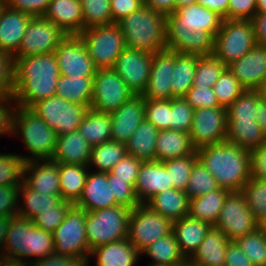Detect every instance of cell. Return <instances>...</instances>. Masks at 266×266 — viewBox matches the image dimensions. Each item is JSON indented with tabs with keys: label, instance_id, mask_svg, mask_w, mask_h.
<instances>
[{
	"label": "cell",
	"instance_id": "6da1fadb",
	"mask_svg": "<svg viewBox=\"0 0 266 266\" xmlns=\"http://www.w3.org/2000/svg\"><path fill=\"white\" fill-rule=\"evenodd\" d=\"M223 20L198 3L177 8L166 17V50L198 56L213 54Z\"/></svg>",
	"mask_w": 266,
	"mask_h": 266
},
{
	"label": "cell",
	"instance_id": "7a4b0ae2",
	"mask_svg": "<svg viewBox=\"0 0 266 266\" xmlns=\"http://www.w3.org/2000/svg\"><path fill=\"white\" fill-rule=\"evenodd\" d=\"M59 76L54 52L14 59V105L30 108L55 96Z\"/></svg>",
	"mask_w": 266,
	"mask_h": 266
},
{
	"label": "cell",
	"instance_id": "3957f363",
	"mask_svg": "<svg viewBox=\"0 0 266 266\" xmlns=\"http://www.w3.org/2000/svg\"><path fill=\"white\" fill-rule=\"evenodd\" d=\"M198 160L220 188L239 192L251 178L250 152L228 141L196 150Z\"/></svg>",
	"mask_w": 266,
	"mask_h": 266
},
{
	"label": "cell",
	"instance_id": "277c9868",
	"mask_svg": "<svg viewBox=\"0 0 266 266\" xmlns=\"http://www.w3.org/2000/svg\"><path fill=\"white\" fill-rule=\"evenodd\" d=\"M166 17L144 4L122 18L117 24L123 33L125 46L152 54L166 50Z\"/></svg>",
	"mask_w": 266,
	"mask_h": 266
},
{
	"label": "cell",
	"instance_id": "5b68a950",
	"mask_svg": "<svg viewBox=\"0 0 266 266\" xmlns=\"http://www.w3.org/2000/svg\"><path fill=\"white\" fill-rule=\"evenodd\" d=\"M2 253L0 256L4 258L31 264L36 259L39 260L54 253L53 233L36 227L32 220L14 216L7 231ZM30 256H34V261L27 259Z\"/></svg>",
	"mask_w": 266,
	"mask_h": 266
},
{
	"label": "cell",
	"instance_id": "8992f818",
	"mask_svg": "<svg viewBox=\"0 0 266 266\" xmlns=\"http://www.w3.org/2000/svg\"><path fill=\"white\" fill-rule=\"evenodd\" d=\"M20 133L22 141L31 154L21 156L27 162L51 159L57 140L56 133L30 108L15 105L12 134Z\"/></svg>",
	"mask_w": 266,
	"mask_h": 266
},
{
	"label": "cell",
	"instance_id": "52a82bcc",
	"mask_svg": "<svg viewBox=\"0 0 266 266\" xmlns=\"http://www.w3.org/2000/svg\"><path fill=\"white\" fill-rule=\"evenodd\" d=\"M131 209L118 205L87 212L86 238L91 250L96 247L128 238Z\"/></svg>",
	"mask_w": 266,
	"mask_h": 266
},
{
	"label": "cell",
	"instance_id": "ba28073f",
	"mask_svg": "<svg viewBox=\"0 0 266 266\" xmlns=\"http://www.w3.org/2000/svg\"><path fill=\"white\" fill-rule=\"evenodd\" d=\"M79 35L97 69L113 68L126 48L123 33L117 23L89 27Z\"/></svg>",
	"mask_w": 266,
	"mask_h": 266
},
{
	"label": "cell",
	"instance_id": "9c48e42d",
	"mask_svg": "<svg viewBox=\"0 0 266 266\" xmlns=\"http://www.w3.org/2000/svg\"><path fill=\"white\" fill-rule=\"evenodd\" d=\"M257 44L251 20H223L215 36L213 54L226 66Z\"/></svg>",
	"mask_w": 266,
	"mask_h": 266
},
{
	"label": "cell",
	"instance_id": "30bf717a",
	"mask_svg": "<svg viewBox=\"0 0 266 266\" xmlns=\"http://www.w3.org/2000/svg\"><path fill=\"white\" fill-rule=\"evenodd\" d=\"M85 210L72 206L63 222L53 231L54 253L89 260Z\"/></svg>",
	"mask_w": 266,
	"mask_h": 266
},
{
	"label": "cell",
	"instance_id": "8fae6325",
	"mask_svg": "<svg viewBox=\"0 0 266 266\" xmlns=\"http://www.w3.org/2000/svg\"><path fill=\"white\" fill-rule=\"evenodd\" d=\"M30 109L61 136L78 129L90 106L71 103L59 96L42 99L33 104Z\"/></svg>",
	"mask_w": 266,
	"mask_h": 266
},
{
	"label": "cell",
	"instance_id": "7c38bea8",
	"mask_svg": "<svg viewBox=\"0 0 266 266\" xmlns=\"http://www.w3.org/2000/svg\"><path fill=\"white\" fill-rule=\"evenodd\" d=\"M173 221L140 204L130 213L128 239L141 253L157 239L172 233Z\"/></svg>",
	"mask_w": 266,
	"mask_h": 266
},
{
	"label": "cell",
	"instance_id": "4fadbf2b",
	"mask_svg": "<svg viewBox=\"0 0 266 266\" xmlns=\"http://www.w3.org/2000/svg\"><path fill=\"white\" fill-rule=\"evenodd\" d=\"M214 227L220 230L230 241H236L256 230L258 221L248 208L244 195L240 191L230 192L224 201Z\"/></svg>",
	"mask_w": 266,
	"mask_h": 266
},
{
	"label": "cell",
	"instance_id": "5bb4252c",
	"mask_svg": "<svg viewBox=\"0 0 266 266\" xmlns=\"http://www.w3.org/2000/svg\"><path fill=\"white\" fill-rule=\"evenodd\" d=\"M134 94L124 80L112 69H97L93 77V96L90 108L110 113L126 103Z\"/></svg>",
	"mask_w": 266,
	"mask_h": 266
},
{
	"label": "cell",
	"instance_id": "9a60e30c",
	"mask_svg": "<svg viewBox=\"0 0 266 266\" xmlns=\"http://www.w3.org/2000/svg\"><path fill=\"white\" fill-rule=\"evenodd\" d=\"M66 36L54 23L43 16L30 19L18 51L13 59L53 53Z\"/></svg>",
	"mask_w": 266,
	"mask_h": 266
},
{
	"label": "cell",
	"instance_id": "2e32d148",
	"mask_svg": "<svg viewBox=\"0 0 266 266\" xmlns=\"http://www.w3.org/2000/svg\"><path fill=\"white\" fill-rule=\"evenodd\" d=\"M60 75L94 77L97 68L80 35H66L54 51Z\"/></svg>",
	"mask_w": 266,
	"mask_h": 266
},
{
	"label": "cell",
	"instance_id": "e0dca14e",
	"mask_svg": "<svg viewBox=\"0 0 266 266\" xmlns=\"http://www.w3.org/2000/svg\"><path fill=\"white\" fill-rule=\"evenodd\" d=\"M227 110L225 107H210L194 110L189 135L192 145L199 148L226 141Z\"/></svg>",
	"mask_w": 266,
	"mask_h": 266
},
{
	"label": "cell",
	"instance_id": "ac0fdd59",
	"mask_svg": "<svg viewBox=\"0 0 266 266\" xmlns=\"http://www.w3.org/2000/svg\"><path fill=\"white\" fill-rule=\"evenodd\" d=\"M153 54L126 47L112 68L134 95H143L150 75Z\"/></svg>",
	"mask_w": 266,
	"mask_h": 266
},
{
	"label": "cell",
	"instance_id": "d6986e66",
	"mask_svg": "<svg viewBox=\"0 0 266 266\" xmlns=\"http://www.w3.org/2000/svg\"><path fill=\"white\" fill-rule=\"evenodd\" d=\"M175 66V52L164 50L153 54L148 84L143 93L144 99L171 100L172 73Z\"/></svg>",
	"mask_w": 266,
	"mask_h": 266
},
{
	"label": "cell",
	"instance_id": "ffe728a7",
	"mask_svg": "<svg viewBox=\"0 0 266 266\" xmlns=\"http://www.w3.org/2000/svg\"><path fill=\"white\" fill-rule=\"evenodd\" d=\"M245 90H256L266 77V45L256 44L248 53L227 65Z\"/></svg>",
	"mask_w": 266,
	"mask_h": 266
},
{
	"label": "cell",
	"instance_id": "44dd1931",
	"mask_svg": "<svg viewBox=\"0 0 266 266\" xmlns=\"http://www.w3.org/2000/svg\"><path fill=\"white\" fill-rule=\"evenodd\" d=\"M111 140L126 144L138 125L145 119L144 98L132 96L117 110L110 112Z\"/></svg>",
	"mask_w": 266,
	"mask_h": 266
},
{
	"label": "cell",
	"instance_id": "7402d4cb",
	"mask_svg": "<svg viewBox=\"0 0 266 266\" xmlns=\"http://www.w3.org/2000/svg\"><path fill=\"white\" fill-rule=\"evenodd\" d=\"M172 188L173 183H170L164 162L156 160L142 162L134 187L140 204H145L156 194Z\"/></svg>",
	"mask_w": 266,
	"mask_h": 266
},
{
	"label": "cell",
	"instance_id": "603a6c76",
	"mask_svg": "<svg viewBox=\"0 0 266 266\" xmlns=\"http://www.w3.org/2000/svg\"><path fill=\"white\" fill-rule=\"evenodd\" d=\"M74 206L86 212L118 206L107 180V172H89L82 195Z\"/></svg>",
	"mask_w": 266,
	"mask_h": 266
},
{
	"label": "cell",
	"instance_id": "cb8c5ba5",
	"mask_svg": "<svg viewBox=\"0 0 266 266\" xmlns=\"http://www.w3.org/2000/svg\"><path fill=\"white\" fill-rule=\"evenodd\" d=\"M24 177V183L33 191L61 196L59 166L52 159L28 161Z\"/></svg>",
	"mask_w": 266,
	"mask_h": 266
},
{
	"label": "cell",
	"instance_id": "d4e9b609",
	"mask_svg": "<svg viewBox=\"0 0 266 266\" xmlns=\"http://www.w3.org/2000/svg\"><path fill=\"white\" fill-rule=\"evenodd\" d=\"M31 16L9 8L4 4L0 9V50L14 55L21 44Z\"/></svg>",
	"mask_w": 266,
	"mask_h": 266
},
{
	"label": "cell",
	"instance_id": "484cf974",
	"mask_svg": "<svg viewBox=\"0 0 266 266\" xmlns=\"http://www.w3.org/2000/svg\"><path fill=\"white\" fill-rule=\"evenodd\" d=\"M43 17L54 23L66 35H79L83 31L80 0H51Z\"/></svg>",
	"mask_w": 266,
	"mask_h": 266
},
{
	"label": "cell",
	"instance_id": "4316f807",
	"mask_svg": "<svg viewBox=\"0 0 266 266\" xmlns=\"http://www.w3.org/2000/svg\"><path fill=\"white\" fill-rule=\"evenodd\" d=\"M229 242L220 230L212 226L187 263L189 266H224Z\"/></svg>",
	"mask_w": 266,
	"mask_h": 266
},
{
	"label": "cell",
	"instance_id": "83f0119b",
	"mask_svg": "<svg viewBox=\"0 0 266 266\" xmlns=\"http://www.w3.org/2000/svg\"><path fill=\"white\" fill-rule=\"evenodd\" d=\"M92 146L81 136L78 129L57 136L52 160L57 163L88 165Z\"/></svg>",
	"mask_w": 266,
	"mask_h": 266
},
{
	"label": "cell",
	"instance_id": "f1b7e54d",
	"mask_svg": "<svg viewBox=\"0 0 266 266\" xmlns=\"http://www.w3.org/2000/svg\"><path fill=\"white\" fill-rule=\"evenodd\" d=\"M208 222L188 216L173 221L172 233L175 235L181 254L188 260L205 239L211 229Z\"/></svg>",
	"mask_w": 266,
	"mask_h": 266
},
{
	"label": "cell",
	"instance_id": "f546056e",
	"mask_svg": "<svg viewBox=\"0 0 266 266\" xmlns=\"http://www.w3.org/2000/svg\"><path fill=\"white\" fill-rule=\"evenodd\" d=\"M90 255L97 257V266H134L141 253L125 238L96 247Z\"/></svg>",
	"mask_w": 266,
	"mask_h": 266
},
{
	"label": "cell",
	"instance_id": "4dcf8cb0",
	"mask_svg": "<svg viewBox=\"0 0 266 266\" xmlns=\"http://www.w3.org/2000/svg\"><path fill=\"white\" fill-rule=\"evenodd\" d=\"M195 151L189 133L169 129L159 130L155 151L156 161L164 162L193 154Z\"/></svg>",
	"mask_w": 266,
	"mask_h": 266
},
{
	"label": "cell",
	"instance_id": "1f68e13d",
	"mask_svg": "<svg viewBox=\"0 0 266 266\" xmlns=\"http://www.w3.org/2000/svg\"><path fill=\"white\" fill-rule=\"evenodd\" d=\"M145 205L172 221L184 218L189 214V198L185 192L175 188L156 194Z\"/></svg>",
	"mask_w": 266,
	"mask_h": 266
},
{
	"label": "cell",
	"instance_id": "d6a6232c",
	"mask_svg": "<svg viewBox=\"0 0 266 266\" xmlns=\"http://www.w3.org/2000/svg\"><path fill=\"white\" fill-rule=\"evenodd\" d=\"M230 191L220 188L202 196L189 199V216L214 226L219 218L224 201Z\"/></svg>",
	"mask_w": 266,
	"mask_h": 266
},
{
	"label": "cell",
	"instance_id": "836d02e7",
	"mask_svg": "<svg viewBox=\"0 0 266 266\" xmlns=\"http://www.w3.org/2000/svg\"><path fill=\"white\" fill-rule=\"evenodd\" d=\"M158 133L159 130L144 119L126 143L127 154L142 161L155 160Z\"/></svg>",
	"mask_w": 266,
	"mask_h": 266
},
{
	"label": "cell",
	"instance_id": "e575fe53",
	"mask_svg": "<svg viewBox=\"0 0 266 266\" xmlns=\"http://www.w3.org/2000/svg\"><path fill=\"white\" fill-rule=\"evenodd\" d=\"M61 199L73 205L82 195L89 172L88 165L58 163Z\"/></svg>",
	"mask_w": 266,
	"mask_h": 266
},
{
	"label": "cell",
	"instance_id": "d590c367",
	"mask_svg": "<svg viewBox=\"0 0 266 266\" xmlns=\"http://www.w3.org/2000/svg\"><path fill=\"white\" fill-rule=\"evenodd\" d=\"M266 140V132L257 121H227L226 141L247 151L256 149Z\"/></svg>",
	"mask_w": 266,
	"mask_h": 266
},
{
	"label": "cell",
	"instance_id": "8d00e7d4",
	"mask_svg": "<svg viewBox=\"0 0 266 266\" xmlns=\"http://www.w3.org/2000/svg\"><path fill=\"white\" fill-rule=\"evenodd\" d=\"M78 131L92 147L111 141L110 113L98 112L90 108L79 125Z\"/></svg>",
	"mask_w": 266,
	"mask_h": 266
},
{
	"label": "cell",
	"instance_id": "74e56055",
	"mask_svg": "<svg viewBox=\"0 0 266 266\" xmlns=\"http://www.w3.org/2000/svg\"><path fill=\"white\" fill-rule=\"evenodd\" d=\"M56 96L71 103L90 106L93 96V77H67L60 75L56 85Z\"/></svg>",
	"mask_w": 266,
	"mask_h": 266
},
{
	"label": "cell",
	"instance_id": "f35d334b",
	"mask_svg": "<svg viewBox=\"0 0 266 266\" xmlns=\"http://www.w3.org/2000/svg\"><path fill=\"white\" fill-rule=\"evenodd\" d=\"M152 258L151 265L183 266L187 263L181 254L177 240L173 233L157 239L142 252Z\"/></svg>",
	"mask_w": 266,
	"mask_h": 266
},
{
	"label": "cell",
	"instance_id": "ab89813d",
	"mask_svg": "<svg viewBox=\"0 0 266 266\" xmlns=\"http://www.w3.org/2000/svg\"><path fill=\"white\" fill-rule=\"evenodd\" d=\"M197 55L175 52V66L171 86L174 97H184L193 86Z\"/></svg>",
	"mask_w": 266,
	"mask_h": 266
},
{
	"label": "cell",
	"instance_id": "60d3db41",
	"mask_svg": "<svg viewBox=\"0 0 266 266\" xmlns=\"http://www.w3.org/2000/svg\"><path fill=\"white\" fill-rule=\"evenodd\" d=\"M19 195L23 196L25 207H19L18 216L29 220L43 211L55 210V206L62 200L61 196L33 191L24 182L20 185Z\"/></svg>",
	"mask_w": 266,
	"mask_h": 266
},
{
	"label": "cell",
	"instance_id": "b9f144b4",
	"mask_svg": "<svg viewBox=\"0 0 266 266\" xmlns=\"http://www.w3.org/2000/svg\"><path fill=\"white\" fill-rule=\"evenodd\" d=\"M127 154L126 144L116 141H108L95 145L91 150L88 166L92 165L98 169L96 172H110Z\"/></svg>",
	"mask_w": 266,
	"mask_h": 266
},
{
	"label": "cell",
	"instance_id": "7bdbcfd3",
	"mask_svg": "<svg viewBox=\"0 0 266 266\" xmlns=\"http://www.w3.org/2000/svg\"><path fill=\"white\" fill-rule=\"evenodd\" d=\"M226 68L227 66L214 54L203 56L197 55L193 86L212 88Z\"/></svg>",
	"mask_w": 266,
	"mask_h": 266
},
{
	"label": "cell",
	"instance_id": "ee69618b",
	"mask_svg": "<svg viewBox=\"0 0 266 266\" xmlns=\"http://www.w3.org/2000/svg\"><path fill=\"white\" fill-rule=\"evenodd\" d=\"M197 160V152L195 151L190 155L164 161L173 188L185 192L192 167Z\"/></svg>",
	"mask_w": 266,
	"mask_h": 266
},
{
	"label": "cell",
	"instance_id": "f6af8a7d",
	"mask_svg": "<svg viewBox=\"0 0 266 266\" xmlns=\"http://www.w3.org/2000/svg\"><path fill=\"white\" fill-rule=\"evenodd\" d=\"M260 99L256 90H245L226 109L227 121H256L257 102Z\"/></svg>",
	"mask_w": 266,
	"mask_h": 266
},
{
	"label": "cell",
	"instance_id": "bcb514c9",
	"mask_svg": "<svg viewBox=\"0 0 266 266\" xmlns=\"http://www.w3.org/2000/svg\"><path fill=\"white\" fill-rule=\"evenodd\" d=\"M220 189L213 175L197 160L191 171L185 194L189 199Z\"/></svg>",
	"mask_w": 266,
	"mask_h": 266
},
{
	"label": "cell",
	"instance_id": "7dc6e473",
	"mask_svg": "<svg viewBox=\"0 0 266 266\" xmlns=\"http://www.w3.org/2000/svg\"><path fill=\"white\" fill-rule=\"evenodd\" d=\"M27 161L21 155L0 153V186L21 185Z\"/></svg>",
	"mask_w": 266,
	"mask_h": 266
},
{
	"label": "cell",
	"instance_id": "c3c4849f",
	"mask_svg": "<svg viewBox=\"0 0 266 266\" xmlns=\"http://www.w3.org/2000/svg\"><path fill=\"white\" fill-rule=\"evenodd\" d=\"M240 192L258 222L266 217V180L250 178Z\"/></svg>",
	"mask_w": 266,
	"mask_h": 266
},
{
	"label": "cell",
	"instance_id": "681fc988",
	"mask_svg": "<svg viewBox=\"0 0 266 266\" xmlns=\"http://www.w3.org/2000/svg\"><path fill=\"white\" fill-rule=\"evenodd\" d=\"M83 30L93 26L112 23L110 0H80Z\"/></svg>",
	"mask_w": 266,
	"mask_h": 266
},
{
	"label": "cell",
	"instance_id": "f907efd6",
	"mask_svg": "<svg viewBox=\"0 0 266 266\" xmlns=\"http://www.w3.org/2000/svg\"><path fill=\"white\" fill-rule=\"evenodd\" d=\"M236 242L254 266H266V237L259 228Z\"/></svg>",
	"mask_w": 266,
	"mask_h": 266
},
{
	"label": "cell",
	"instance_id": "816d5d0a",
	"mask_svg": "<svg viewBox=\"0 0 266 266\" xmlns=\"http://www.w3.org/2000/svg\"><path fill=\"white\" fill-rule=\"evenodd\" d=\"M221 107L226 109L245 91L238 79L226 68L212 87Z\"/></svg>",
	"mask_w": 266,
	"mask_h": 266
},
{
	"label": "cell",
	"instance_id": "f5cc1de1",
	"mask_svg": "<svg viewBox=\"0 0 266 266\" xmlns=\"http://www.w3.org/2000/svg\"><path fill=\"white\" fill-rule=\"evenodd\" d=\"M194 109L184 97L171 99L170 130L190 132Z\"/></svg>",
	"mask_w": 266,
	"mask_h": 266
},
{
	"label": "cell",
	"instance_id": "db71d44e",
	"mask_svg": "<svg viewBox=\"0 0 266 266\" xmlns=\"http://www.w3.org/2000/svg\"><path fill=\"white\" fill-rule=\"evenodd\" d=\"M145 119L158 130H170L171 100L144 99Z\"/></svg>",
	"mask_w": 266,
	"mask_h": 266
},
{
	"label": "cell",
	"instance_id": "11a10c76",
	"mask_svg": "<svg viewBox=\"0 0 266 266\" xmlns=\"http://www.w3.org/2000/svg\"><path fill=\"white\" fill-rule=\"evenodd\" d=\"M72 206L73 204L70 201L61 200L55 206V210L41 212L32 219V222L36 227L41 228L46 232L53 233V231L63 222L66 213Z\"/></svg>",
	"mask_w": 266,
	"mask_h": 266
},
{
	"label": "cell",
	"instance_id": "9f6ffc18",
	"mask_svg": "<svg viewBox=\"0 0 266 266\" xmlns=\"http://www.w3.org/2000/svg\"><path fill=\"white\" fill-rule=\"evenodd\" d=\"M107 180L109 185H111L112 194L118 205L131 210L140 205L132 185L126 183L125 180L116 179L110 172H107Z\"/></svg>",
	"mask_w": 266,
	"mask_h": 266
},
{
	"label": "cell",
	"instance_id": "6f0895ef",
	"mask_svg": "<svg viewBox=\"0 0 266 266\" xmlns=\"http://www.w3.org/2000/svg\"><path fill=\"white\" fill-rule=\"evenodd\" d=\"M14 95V59L0 50V97L13 98Z\"/></svg>",
	"mask_w": 266,
	"mask_h": 266
},
{
	"label": "cell",
	"instance_id": "680465c9",
	"mask_svg": "<svg viewBox=\"0 0 266 266\" xmlns=\"http://www.w3.org/2000/svg\"><path fill=\"white\" fill-rule=\"evenodd\" d=\"M142 162V160L126 154L125 157L112 168L110 173L113 174L116 179L125 180L126 183L135 187Z\"/></svg>",
	"mask_w": 266,
	"mask_h": 266
},
{
	"label": "cell",
	"instance_id": "91938a15",
	"mask_svg": "<svg viewBox=\"0 0 266 266\" xmlns=\"http://www.w3.org/2000/svg\"><path fill=\"white\" fill-rule=\"evenodd\" d=\"M184 98L194 110L200 108L221 107L216 94L211 87L192 86Z\"/></svg>",
	"mask_w": 266,
	"mask_h": 266
},
{
	"label": "cell",
	"instance_id": "94428289",
	"mask_svg": "<svg viewBox=\"0 0 266 266\" xmlns=\"http://www.w3.org/2000/svg\"><path fill=\"white\" fill-rule=\"evenodd\" d=\"M20 185L0 186V215L17 216Z\"/></svg>",
	"mask_w": 266,
	"mask_h": 266
},
{
	"label": "cell",
	"instance_id": "6125c7cd",
	"mask_svg": "<svg viewBox=\"0 0 266 266\" xmlns=\"http://www.w3.org/2000/svg\"><path fill=\"white\" fill-rule=\"evenodd\" d=\"M256 13V0H229L228 20H251Z\"/></svg>",
	"mask_w": 266,
	"mask_h": 266
},
{
	"label": "cell",
	"instance_id": "be15d7a7",
	"mask_svg": "<svg viewBox=\"0 0 266 266\" xmlns=\"http://www.w3.org/2000/svg\"><path fill=\"white\" fill-rule=\"evenodd\" d=\"M51 0H4L11 9L28 13L31 16H43Z\"/></svg>",
	"mask_w": 266,
	"mask_h": 266
},
{
	"label": "cell",
	"instance_id": "e7e4bbea",
	"mask_svg": "<svg viewBox=\"0 0 266 266\" xmlns=\"http://www.w3.org/2000/svg\"><path fill=\"white\" fill-rule=\"evenodd\" d=\"M251 178L266 180V140L250 151Z\"/></svg>",
	"mask_w": 266,
	"mask_h": 266
},
{
	"label": "cell",
	"instance_id": "03108f58",
	"mask_svg": "<svg viewBox=\"0 0 266 266\" xmlns=\"http://www.w3.org/2000/svg\"><path fill=\"white\" fill-rule=\"evenodd\" d=\"M143 5L142 0H110L112 23H117L132 12H136Z\"/></svg>",
	"mask_w": 266,
	"mask_h": 266
},
{
	"label": "cell",
	"instance_id": "003e7915",
	"mask_svg": "<svg viewBox=\"0 0 266 266\" xmlns=\"http://www.w3.org/2000/svg\"><path fill=\"white\" fill-rule=\"evenodd\" d=\"M88 260L78 259L66 255L51 254L45 258L35 260L31 266H87Z\"/></svg>",
	"mask_w": 266,
	"mask_h": 266
},
{
	"label": "cell",
	"instance_id": "a7ac6f4b",
	"mask_svg": "<svg viewBox=\"0 0 266 266\" xmlns=\"http://www.w3.org/2000/svg\"><path fill=\"white\" fill-rule=\"evenodd\" d=\"M224 266H254L236 241H230L227 246Z\"/></svg>",
	"mask_w": 266,
	"mask_h": 266
},
{
	"label": "cell",
	"instance_id": "89a4df30",
	"mask_svg": "<svg viewBox=\"0 0 266 266\" xmlns=\"http://www.w3.org/2000/svg\"><path fill=\"white\" fill-rule=\"evenodd\" d=\"M13 98L0 97V135L12 133V121L15 107L11 106ZM9 102V103H8ZM12 107V108H11Z\"/></svg>",
	"mask_w": 266,
	"mask_h": 266
},
{
	"label": "cell",
	"instance_id": "2644e50d",
	"mask_svg": "<svg viewBox=\"0 0 266 266\" xmlns=\"http://www.w3.org/2000/svg\"><path fill=\"white\" fill-rule=\"evenodd\" d=\"M251 22L257 44L266 45V13H256Z\"/></svg>",
	"mask_w": 266,
	"mask_h": 266
},
{
	"label": "cell",
	"instance_id": "8c879c8a",
	"mask_svg": "<svg viewBox=\"0 0 266 266\" xmlns=\"http://www.w3.org/2000/svg\"><path fill=\"white\" fill-rule=\"evenodd\" d=\"M197 3L205 8L217 12L225 20H228L229 0H197Z\"/></svg>",
	"mask_w": 266,
	"mask_h": 266
},
{
	"label": "cell",
	"instance_id": "753ad0ef",
	"mask_svg": "<svg viewBox=\"0 0 266 266\" xmlns=\"http://www.w3.org/2000/svg\"><path fill=\"white\" fill-rule=\"evenodd\" d=\"M176 0H145L144 4L153 11L165 14H171L175 11Z\"/></svg>",
	"mask_w": 266,
	"mask_h": 266
},
{
	"label": "cell",
	"instance_id": "34e18365",
	"mask_svg": "<svg viewBox=\"0 0 266 266\" xmlns=\"http://www.w3.org/2000/svg\"><path fill=\"white\" fill-rule=\"evenodd\" d=\"M256 121L261 129L266 132V101L260 99L257 102V114L255 115Z\"/></svg>",
	"mask_w": 266,
	"mask_h": 266
},
{
	"label": "cell",
	"instance_id": "11e5206c",
	"mask_svg": "<svg viewBox=\"0 0 266 266\" xmlns=\"http://www.w3.org/2000/svg\"><path fill=\"white\" fill-rule=\"evenodd\" d=\"M12 217L13 216L0 215V249H3L4 247L7 231L9 229Z\"/></svg>",
	"mask_w": 266,
	"mask_h": 266
},
{
	"label": "cell",
	"instance_id": "2a66077c",
	"mask_svg": "<svg viewBox=\"0 0 266 266\" xmlns=\"http://www.w3.org/2000/svg\"><path fill=\"white\" fill-rule=\"evenodd\" d=\"M0 266H31V264L19 262L14 259H8L0 256Z\"/></svg>",
	"mask_w": 266,
	"mask_h": 266
},
{
	"label": "cell",
	"instance_id": "b9fcfbb0",
	"mask_svg": "<svg viewBox=\"0 0 266 266\" xmlns=\"http://www.w3.org/2000/svg\"><path fill=\"white\" fill-rule=\"evenodd\" d=\"M256 91L258 92L259 97L266 101V77L262 80Z\"/></svg>",
	"mask_w": 266,
	"mask_h": 266
},
{
	"label": "cell",
	"instance_id": "09005b40",
	"mask_svg": "<svg viewBox=\"0 0 266 266\" xmlns=\"http://www.w3.org/2000/svg\"><path fill=\"white\" fill-rule=\"evenodd\" d=\"M197 3V0H176L175 1V10L180 7L189 6L191 4Z\"/></svg>",
	"mask_w": 266,
	"mask_h": 266
},
{
	"label": "cell",
	"instance_id": "979ff035",
	"mask_svg": "<svg viewBox=\"0 0 266 266\" xmlns=\"http://www.w3.org/2000/svg\"><path fill=\"white\" fill-rule=\"evenodd\" d=\"M257 13H266V0H256Z\"/></svg>",
	"mask_w": 266,
	"mask_h": 266
},
{
	"label": "cell",
	"instance_id": "deb4b68c",
	"mask_svg": "<svg viewBox=\"0 0 266 266\" xmlns=\"http://www.w3.org/2000/svg\"><path fill=\"white\" fill-rule=\"evenodd\" d=\"M258 228L262 231V234L266 237V217L258 222Z\"/></svg>",
	"mask_w": 266,
	"mask_h": 266
},
{
	"label": "cell",
	"instance_id": "67dfc351",
	"mask_svg": "<svg viewBox=\"0 0 266 266\" xmlns=\"http://www.w3.org/2000/svg\"><path fill=\"white\" fill-rule=\"evenodd\" d=\"M5 3H4V0H0V9H1V7L4 5Z\"/></svg>",
	"mask_w": 266,
	"mask_h": 266
}]
</instances>
